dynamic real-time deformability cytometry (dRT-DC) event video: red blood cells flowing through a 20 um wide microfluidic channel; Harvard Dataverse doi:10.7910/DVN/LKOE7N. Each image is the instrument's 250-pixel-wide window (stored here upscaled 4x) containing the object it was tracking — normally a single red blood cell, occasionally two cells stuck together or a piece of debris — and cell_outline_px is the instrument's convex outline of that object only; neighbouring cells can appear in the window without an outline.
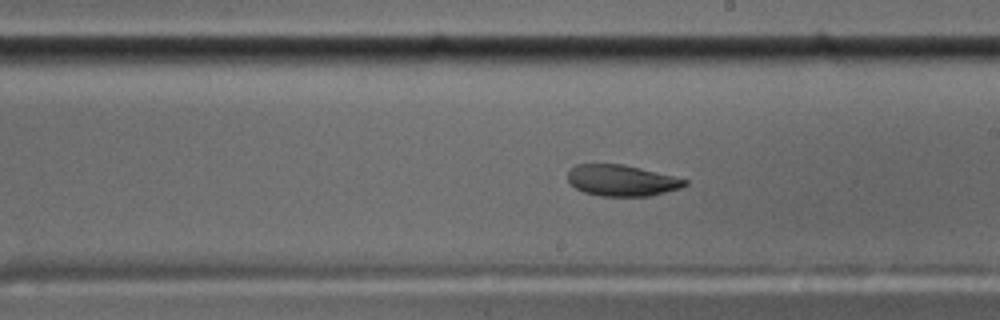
{"species": "common noctule bat (a hibernating species)", "species_latin": "Nyctalus noctula", "temperature_condition": "cold", "stored_images_in_passage": 58, "camera_frame_rate_fps": 3000, "um_per_image_px": 0.085, "animal": {"sex": "male", "body_mass_g": 17.5, "forearm_length_mm": 52.3}, "frame": {"image": 1, "passage_image": 34, "time_ms": 11.0, "image_size_px": [1000, 320], "cell_outline_px": [[688, 184], [680, 188], [652, 196], [600, 196], [584, 192], [576, 188], [568, 180], [568, 172], [576, 164], [624, 164], [688, 180]], "centroid_in_image_um": [52.85, 15.34], "position_along_channel_um": 236.2, "area_um2": 21.15}}
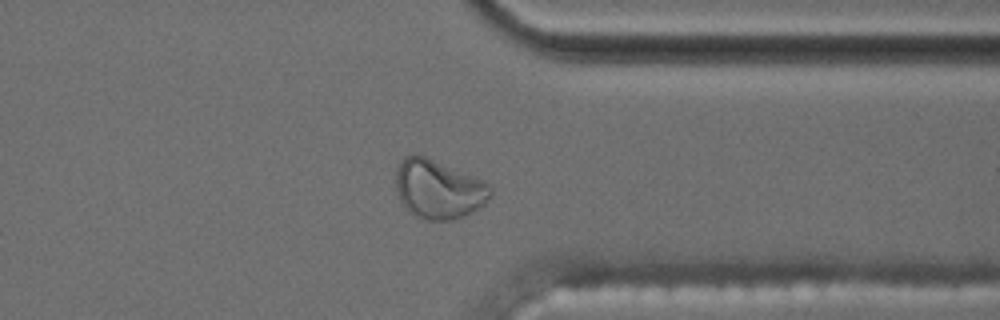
{"frame": {"image": 2, "passage_image": 46, "time_ms": 15.0, "image_size_px": [1000, 320], "cell_outline_px": [[492, 196], [484, 204], [472, 212], [464, 216], [452, 220], [428, 220], [412, 212], [400, 200], [396, 188], [396, 168], [400, 160], [404, 156], [424, 156], [480, 180], [488, 184], [492, 188]], "centroid_in_image_um": [37.27, 16.1], "position_along_channel_um": 374.1, "area_um2": 31.73}, "authors_computed_cell_mechanics": {"area_um2": 22.5998, "velocity_mm_per_s": 3.5007, "shape_relaxation_time_tau1_ms": null, "shape_relaxation_time_tau2_ms": 2.8401, "deformation_change_tau1": null, "deformation_change_tau2": 0.0804}}